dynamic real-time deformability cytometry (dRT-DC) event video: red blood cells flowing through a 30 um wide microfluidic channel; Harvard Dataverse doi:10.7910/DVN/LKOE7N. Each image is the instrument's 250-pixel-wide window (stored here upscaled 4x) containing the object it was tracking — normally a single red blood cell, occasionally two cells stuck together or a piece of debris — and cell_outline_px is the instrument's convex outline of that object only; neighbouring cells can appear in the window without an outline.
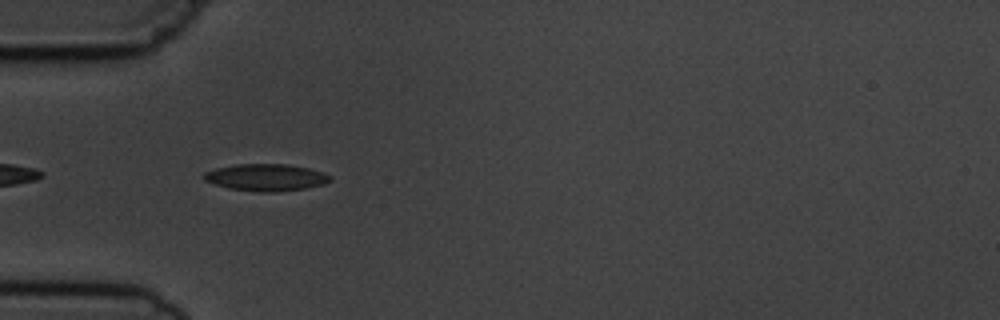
{"species": "common noctule bat (a hibernating species)", "species_latin": "Nyctalus noctula", "temperature_condition": "cold", "stored_images_in_passage": 5, "camera_frame_rate_fps": 3000, "um_per_image_px": 0.085, "animal": {"sex": "male", "body_mass_g": 19.5, "forearm_length_mm": 54.6}, "frame": {"image": 1, "passage_image": 4, "time_ms": 3.667, "image_size_px": [1000, 320], "cell_outline_px": [[332, 180], [324, 184], [304, 188], [276, 192], [260, 192], [228, 188], [204, 180], [204, 172], [216, 168], [236, 164], [288, 164], [308, 168], [324, 172], [332, 176]], "centroid_in_image_um": [22.64, 15.07], "position_along_channel_um": 62.4, "area_um2": 19.83}}
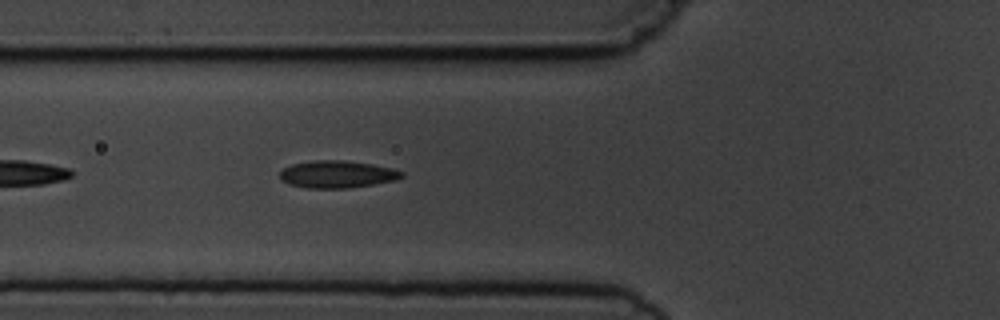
{"frame": {"image": 2, "passage_image": 5, "time_ms": 4.667, "image_size_px": [1000, 320], "cell_outline_px": [[404, 176], [396, 180], [348, 188], [308, 188], [288, 184], [280, 176], [280, 172], [284, 168], [292, 164], [312, 160], [344, 160], [372, 164], [392, 168], [404, 172]], "centroid_in_image_um": [28.68, 14.8], "position_along_channel_um": 97.1, "area_um2": 19.31}}